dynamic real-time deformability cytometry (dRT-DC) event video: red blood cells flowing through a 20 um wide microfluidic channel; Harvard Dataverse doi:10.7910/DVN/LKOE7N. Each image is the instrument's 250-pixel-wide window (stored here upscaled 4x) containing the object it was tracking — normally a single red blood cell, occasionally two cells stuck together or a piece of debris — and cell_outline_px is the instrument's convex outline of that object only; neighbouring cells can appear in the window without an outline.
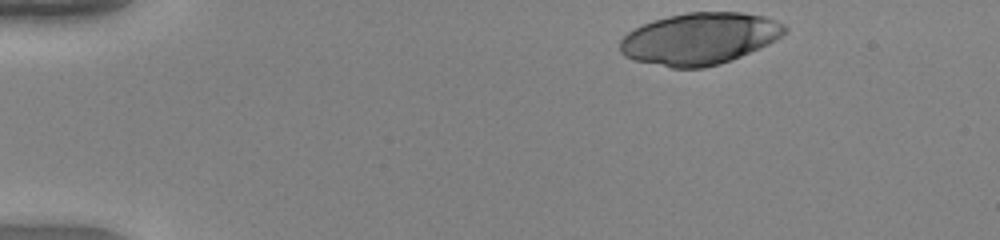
{"species": "human", "species_latin": "Homo sapiens", "temperature_condition": "warm", "stored_images_in_passage": 43, "camera_frame_rate_fps": 3000, "um_per_image_px": 0.085, "donor": {"sex": "female"}, "frame": {"image": 1, "passage_image": 1, "time_ms": 0.0, "image_size_px": [1000, 240], "cell_outline_px": [[788, 32], [784, 36], [760, 48], [732, 60], [720, 64], [704, 68], [672, 68], [632, 60], [624, 56], [620, 52], [620, 40], [628, 32], [652, 20], [668, 16], [688, 12], [740, 12], [764, 16], [776, 20], [784, 24], [788, 28]], "centroid_in_image_um": [59.49, 3.29], "position_along_channel_um": 25.5, "area_um2": 50.11}}
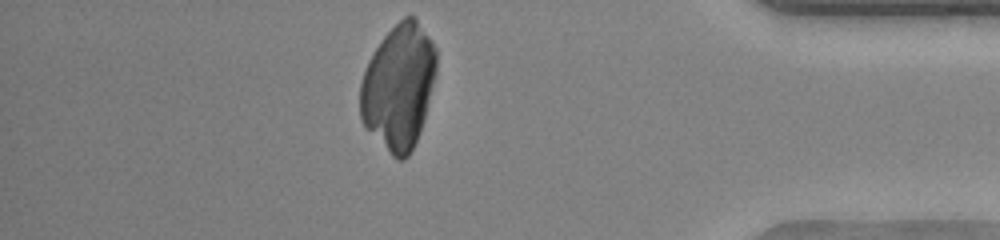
{"frame": {"image": 2, "passage_image": 37, "time_ms": 12.0, "image_size_px": [1000, 240], "cell_outline_px": [[436, 72], [424, 120], [420, 132], [408, 156], [404, 160], [400, 160], [392, 156], [364, 128], [360, 116], [360, 84], [364, 68], [368, 60], [380, 40], [404, 16], [416, 16], [432, 40], [436, 48]], "centroid_in_image_um": [33.87, 7.36], "position_along_channel_um": 401.3, "area_um2": 55.89}}